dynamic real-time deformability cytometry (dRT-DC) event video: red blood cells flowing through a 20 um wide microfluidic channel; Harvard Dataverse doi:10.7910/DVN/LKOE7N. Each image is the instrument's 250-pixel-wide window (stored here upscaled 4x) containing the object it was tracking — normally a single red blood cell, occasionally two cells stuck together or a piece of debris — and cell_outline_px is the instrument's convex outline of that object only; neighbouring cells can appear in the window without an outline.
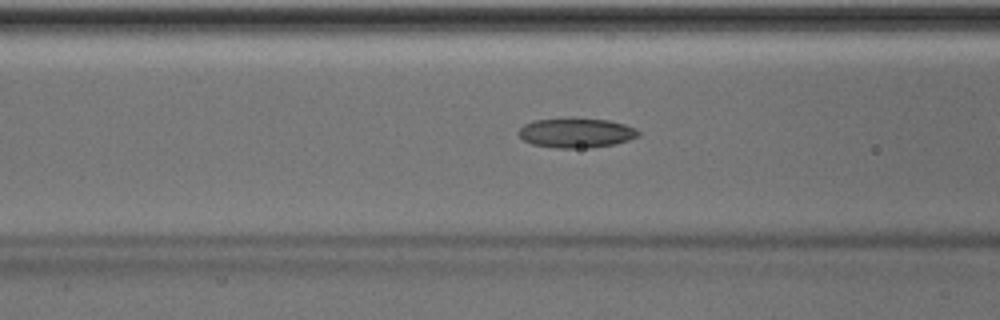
{"species": "Egyptian fruit bat (a non-hibernating species)", "species_latin": "Rousettus aegyptiacus", "temperature_condition": "room temperature", "stored_images_in_passage": 30, "camera_frame_rate_fps": 3000, "um_per_image_px": 0.085, "animal": {"sex": "male"}, "frame": {"image": 1, "passage_image": 9, "time_ms": 2.667, "image_size_px": [1000, 320], "cell_outline_px": [[640, 136], [616, 144], [588, 148], [556, 148], [532, 144], [524, 140], [516, 132], [524, 124], [532, 120], [568, 116], [572, 116], [608, 120], [624, 124], [636, 128], [640, 132]], "centroid_in_image_um": [48.96, 11.26], "position_along_channel_um": 117.6, "area_um2": 21.44}}
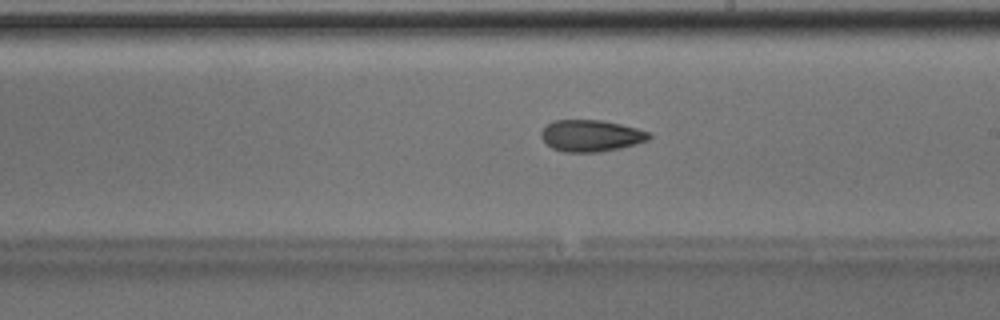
{"frame": {"image": 2, "passage_image": 18, "time_ms": 5.667, "image_size_px": [1000, 320], "cell_outline_px": [[652, 136], [648, 140], [636, 144], [620, 148], [600, 152], [564, 152], [552, 148], [540, 136], [540, 132], [552, 120], [600, 120], [620, 124], [652, 132]], "centroid_in_image_um": [50.25, 11.54], "position_along_channel_um": 238.7, "area_um2": 19.94}}